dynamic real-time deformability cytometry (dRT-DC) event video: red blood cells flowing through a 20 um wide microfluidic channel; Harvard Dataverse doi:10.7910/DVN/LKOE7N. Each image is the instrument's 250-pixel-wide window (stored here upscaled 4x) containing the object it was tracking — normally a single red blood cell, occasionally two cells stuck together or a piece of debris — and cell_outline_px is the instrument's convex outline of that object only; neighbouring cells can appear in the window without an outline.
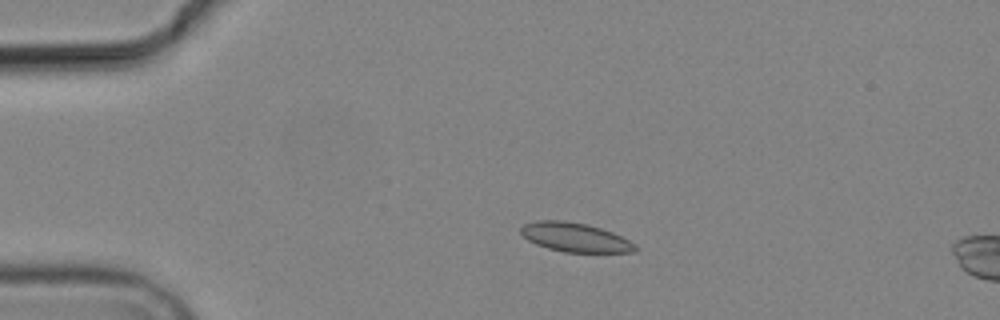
{"species": "common noctule bat (a hibernating species)", "species_latin": "Nyctalus noctula", "temperature_condition": "cold", "stored_images_in_passage": 4, "camera_frame_rate_fps": 3000, "um_per_image_px": 0.085, "animal": {"sex": "male", "body_mass_g": 19.2, "forearm_length_mm": 51.8}, "frame": {"image": 1, "passage_image": 3, "time_ms": 3.0, "image_size_px": [1000, 320], "cell_outline_px": [[640, 248], [636, 252], [564, 252], [548, 248], [536, 244], [528, 240], [520, 232], [520, 228], [524, 224], [536, 220], [564, 220], [588, 224], [612, 232], [636, 244]], "centroid_in_image_um": [48.89, 20.17], "position_along_channel_um": 36.1, "area_um2": 19.48}}